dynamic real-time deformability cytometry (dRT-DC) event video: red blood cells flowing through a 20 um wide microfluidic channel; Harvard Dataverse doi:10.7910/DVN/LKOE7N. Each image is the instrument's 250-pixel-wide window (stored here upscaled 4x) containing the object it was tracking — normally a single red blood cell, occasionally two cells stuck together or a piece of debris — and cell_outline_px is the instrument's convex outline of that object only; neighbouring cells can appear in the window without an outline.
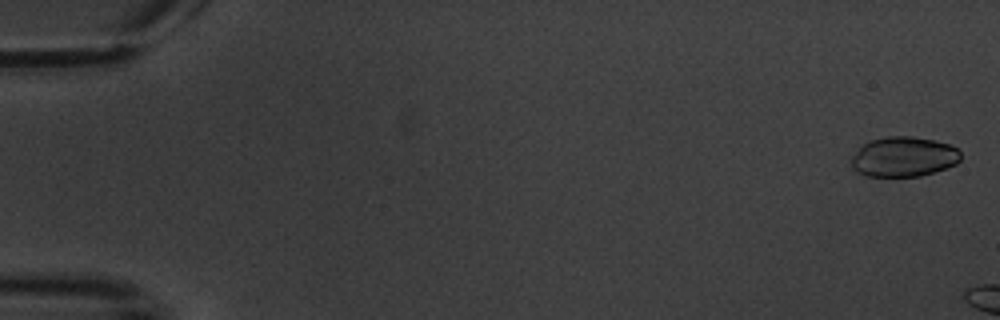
{"species": "common noctule bat (a hibernating species)", "species_latin": "Nyctalus noctula", "temperature_condition": "warm", "stored_images_in_passage": 3, "camera_frame_rate_fps": 3000, "um_per_image_px": 0.085, "animal": {"sex": "male", "body_mass_g": 20.1, "forearm_length_mm": 53.5}, "frame": {"image": 1, "passage_image": 1, "time_ms": 0.0, "image_size_px": [1000, 320], "cell_outline_px": [[960, 160], [956, 164], [948, 168], [920, 176], [868, 176], [856, 172], [852, 168], [852, 156], [868, 140], [888, 136], [912, 136], [936, 140], [960, 148]], "centroid_in_image_um": [76.84, 13.32], "position_along_channel_um": 8.2, "area_um2": 25.66}}